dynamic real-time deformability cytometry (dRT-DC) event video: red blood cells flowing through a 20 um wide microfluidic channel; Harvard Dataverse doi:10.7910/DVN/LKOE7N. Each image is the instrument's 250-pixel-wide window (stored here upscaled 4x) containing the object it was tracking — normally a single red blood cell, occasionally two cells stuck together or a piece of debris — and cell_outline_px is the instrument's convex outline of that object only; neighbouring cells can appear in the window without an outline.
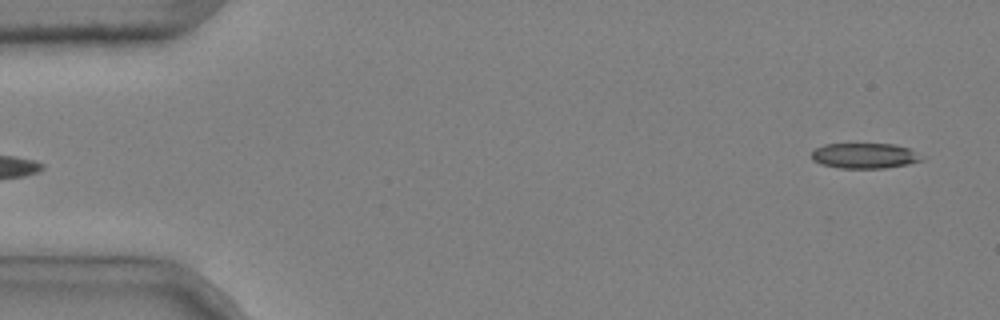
{"species": "common noctule bat (a hibernating species)", "species_latin": "Nyctalus noctula", "temperature_condition": "cold", "stored_images_in_passage": 4, "segment_of_instrument_passage": [2, 2], "camera_frame_rate_fps": 3000, "um_per_image_px": 0.085, "animal": {"sex": "male", "body_mass_g": 20.4}, "frame": {"image": 1, "passage_image": 4, "time_ms": 1.0, "image_size_px": [1000, 320], "cell_outline_px": [[928, 156], [924, 160], [908, 164], [884, 168], [840, 168], [820, 164], [812, 160], [812, 152], [816, 148], [824, 144], [896, 144], [908, 148]], "centroid_in_image_um": [73.56, 13.24], "position_along_channel_um": 11.4, "area_um2": 16.53}}